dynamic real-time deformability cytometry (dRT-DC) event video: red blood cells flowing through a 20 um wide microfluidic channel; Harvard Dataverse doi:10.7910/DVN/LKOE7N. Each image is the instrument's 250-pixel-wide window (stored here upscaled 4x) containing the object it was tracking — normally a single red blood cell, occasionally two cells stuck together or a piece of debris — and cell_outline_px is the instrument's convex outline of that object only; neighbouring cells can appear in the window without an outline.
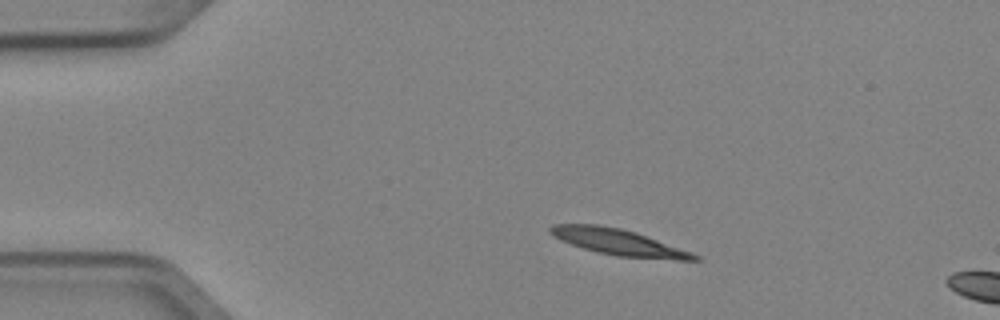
{"species": "Egyptian fruit bat (a non-hibernating species)", "species_latin": "Rousettus aegyptiacus", "temperature_condition": "cold", "stored_images_in_passage": 2, "camera_frame_rate_fps": 3000, "um_per_image_px": 0.085, "animal": {"sex": "female"}, "frame": {"image": 1, "passage_image": 1, "time_ms": 0.0, "image_size_px": [1000, 320], "cell_outline_px": [[704, 260], [676, 260], [616, 256], [596, 252], [560, 240], [552, 236], [548, 232], [548, 228], [552, 224], [600, 224], [620, 228], [636, 232], [692, 252], [700, 256]], "centroid_in_image_um": [52.58, 20.58], "position_along_channel_um": 32.4, "area_um2": 22.14}}